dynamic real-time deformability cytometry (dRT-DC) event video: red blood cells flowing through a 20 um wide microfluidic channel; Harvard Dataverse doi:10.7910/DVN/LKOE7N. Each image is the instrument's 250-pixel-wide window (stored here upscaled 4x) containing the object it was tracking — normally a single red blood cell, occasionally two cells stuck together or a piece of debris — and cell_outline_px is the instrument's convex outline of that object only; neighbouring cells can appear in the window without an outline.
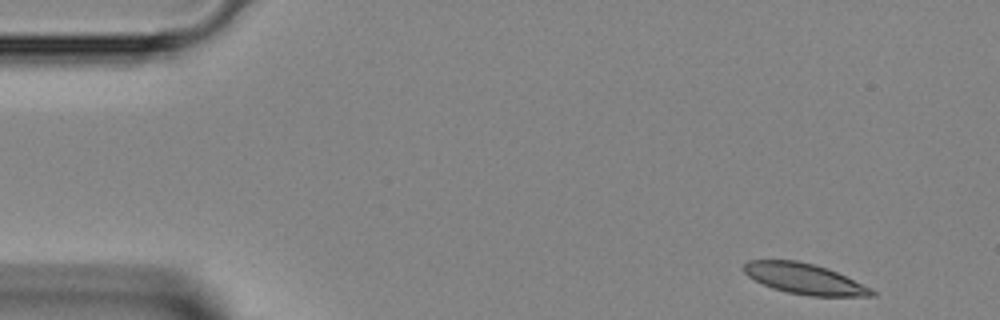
{"species": "Egyptian fruit bat (a non-hibernating species)", "species_latin": "Rousettus aegyptiacus", "temperature_condition": "room temperature", "stored_images_in_passage": 8, "camera_frame_rate_fps": 3000, "um_per_image_px": 0.085, "animal": {"sex": "female"}, "frame": {"image": 1, "passage_image": 1, "time_ms": 0.0, "image_size_px": [1000, 320], "cell_outline_px": [[876, 296], [808, 296], [788, 292], [772, 288], [748, 276], [744, 272], [744, 264], [748, 260], [796, 260], [828, 268], [872, 288], [876, 292]], "centroid_in_image_um": [68.41, 23.7], "position_along_channel_um": 16.6, "area_um2": 22.72}}